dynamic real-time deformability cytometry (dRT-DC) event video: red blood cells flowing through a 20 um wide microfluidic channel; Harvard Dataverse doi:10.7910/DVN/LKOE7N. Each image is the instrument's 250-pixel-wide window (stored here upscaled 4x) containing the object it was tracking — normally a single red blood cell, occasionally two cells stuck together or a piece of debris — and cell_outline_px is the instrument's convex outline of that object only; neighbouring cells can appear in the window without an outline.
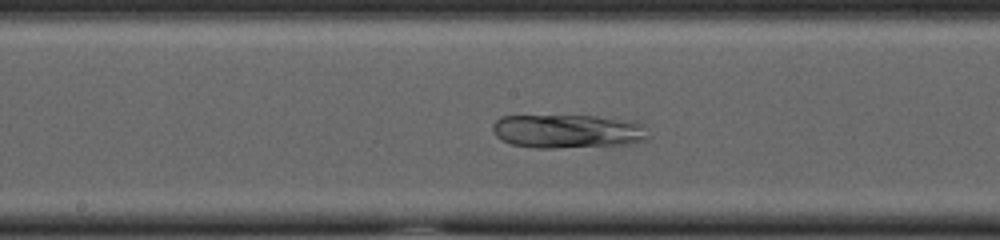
{"species": "common noctule bat (a hibernating species)", "species_latin": "Nyctalus noctula", "temperature_condition": "cold", "stored_images_in_passage": 19, "camera_frame_rate_fps": 3000, "um_per_image_px": 0.085, "animal": {"sex": "female", "body_mass_g": 23.0, "forearm_length_mm": 53.4}, "frame": {"image": 1, "passage_image": 11, "time_ms": 3.333, "image_size_px": [1000, 240], "cell_outline_px": [[648, 140], [632, 144], [556, 148], [536, 148], [512, 144], [500, 140], [492, 132], [492, 124], [500, 116], [596, 116], [632, 120], [644, 124], [648, 136]], "centroid_in_image_um": [48.28, 11.16], "position_along_channel_um": 199.9, "area_um2": 31.04}}
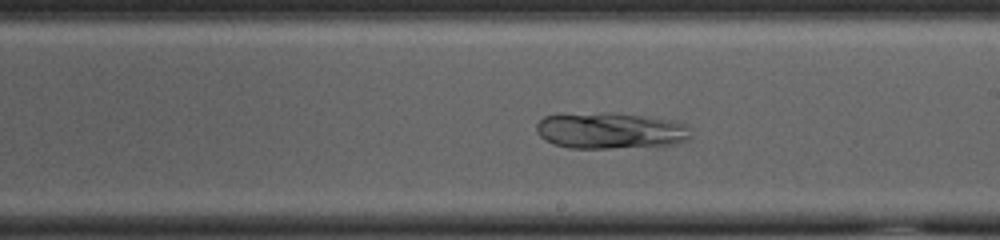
{"frame": {"image": 2, "passage_image": 14, "time_ms": 4.333, "image_size_px": [1000, 240], "cell_outline_px": [[688, 140], [676, 144], [608, 148], [568, 148], [552, 144], [544, 140], [536, 132], [536, 124], [544, 116], [560, 112], [608, 112], [640, 116], [668, 120], [684, 124], [688, 128]], "centroid_in_image_um": [51.74, 11.09], "position_along_channel_um": 237.3, "area_um2": 32.83}}